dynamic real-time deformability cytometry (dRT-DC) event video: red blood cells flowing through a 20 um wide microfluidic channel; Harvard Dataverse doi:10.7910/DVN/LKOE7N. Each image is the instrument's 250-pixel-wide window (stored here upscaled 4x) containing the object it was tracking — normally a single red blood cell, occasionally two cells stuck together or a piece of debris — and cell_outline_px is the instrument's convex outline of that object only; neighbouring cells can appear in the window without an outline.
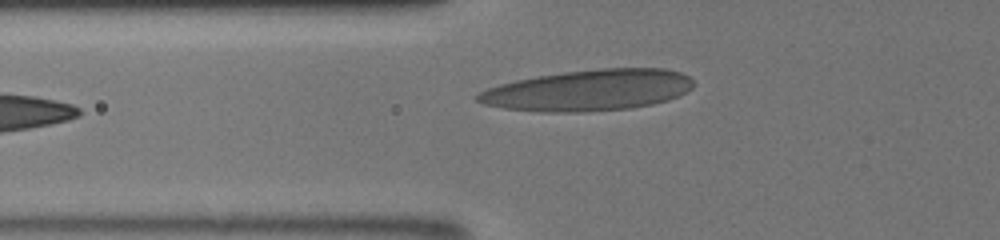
{"species": "human", "species_latin": "Homo sapiens", "temperature_condition": "room temperature", "stored_images_in_passage": 23, "camera_frame_rate_fps": 3000, "um_per_image_px": 0.085, "donor": {"sex": "male"}, "frame": {"image": 1, "passage_image": 23, "time_ms": 9.0, "image_size_px": [1000, 240], "cell_outline_px": [[692, 88], [688, 92], [680, 96], [668, 100], [652, 104], [632, 108], [580, 112], [540, 112], [504, 108], [484, 104], [476, 100], [472, 96], [488, 88], [500, 84], [516, 80], [536, 76], [564, 72], [600, 68], [664, 68], [680, 72], [688, 76], [692, 80]], "centroid_in_image_um": [50.03, 7.67], "position_along_channel_um": 75.8, "area_um2": 51.9}}